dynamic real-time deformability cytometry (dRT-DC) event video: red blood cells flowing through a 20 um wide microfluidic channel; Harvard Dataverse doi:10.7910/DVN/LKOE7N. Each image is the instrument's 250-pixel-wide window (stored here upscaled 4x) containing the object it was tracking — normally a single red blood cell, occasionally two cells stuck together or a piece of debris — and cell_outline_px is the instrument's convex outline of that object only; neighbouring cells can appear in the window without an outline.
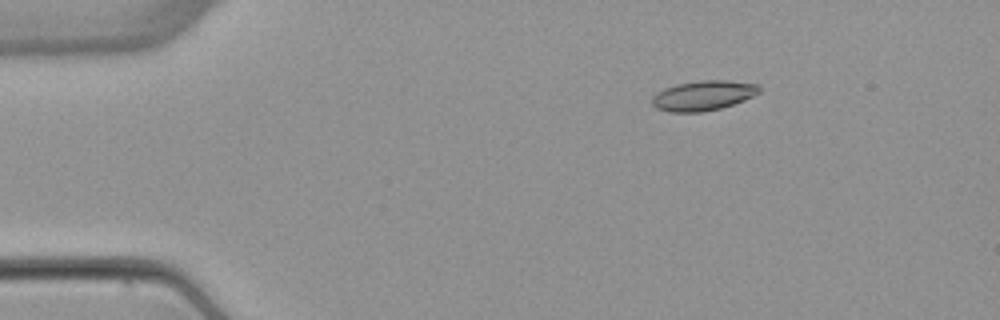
{"species": "common noctule bat (a hibernating species)", "species_latin": "Nyctalus noctula", "temperature_condition": "warm", "stored_images_in_passage": 2, "camera_frame_rate_fps": 3000, "um_per_image_px": 0.085, "animal": {"sex": "female", "body_mass_g": 22.7, "forearm_length_mm": 54.2}, "frame": {"image": 1, "passage_image": 1, "time_ms": 0.0, "image_size_px": [1000, 320], "cell_outline_px": [[760, 92], [744, 100], [720, 108], [704, 112], [668, 112], [656, 108], [652, 104], [652, 96], [656, 92], [664, 88], [676, 84], [700, 80], [728, 80], [760, 84]], "centroid_in_image_um": [59.76, 8.11], "position_along_channel_um": 25.2, "area_um2": 18.84}}